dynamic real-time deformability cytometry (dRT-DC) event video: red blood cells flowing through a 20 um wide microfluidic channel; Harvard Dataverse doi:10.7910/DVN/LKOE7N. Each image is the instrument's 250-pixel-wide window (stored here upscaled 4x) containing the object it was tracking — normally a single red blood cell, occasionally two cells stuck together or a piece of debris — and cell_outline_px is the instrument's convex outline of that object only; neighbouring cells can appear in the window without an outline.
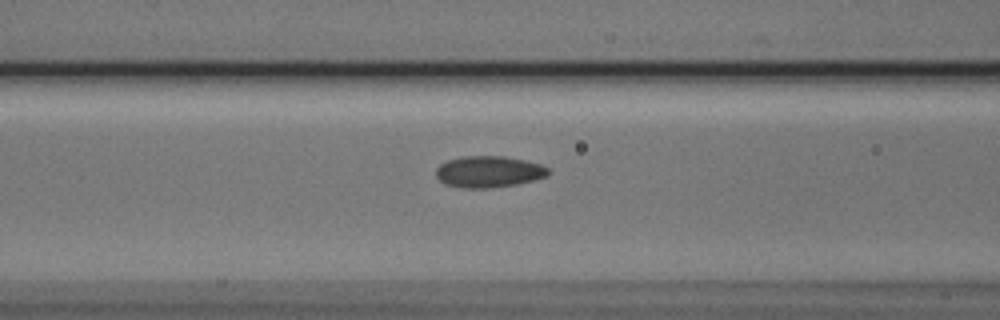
{"species": "Egyptian fruit bat (a non-hibernating species)", "species_latin": "Rousettus aegyptiacus", "temperature_condition": "cold", "stored_images_in_passage": 29, "camera_frame_rate_fps": 3000, "um_per_image_px": 0.085, "animal": {"sex": "male"}, "frame": {"image": 1, "passage_image": 7, "time_ms": 2.0, "image_size_px": [1000, 320], "cell_outline_px": [[548, 176], [516, 184], [492, 188], [460, 188], [444, 184], [436, 176], [436, 168], [440, 164], [448, 160], [464, 156], [504, 156], [524, 160], [540, 164], [548, 168]], "centroid_in_image_um": [41.51, 14.6], "position_along_channel_um": 125.1, "area_um2": 20.58}}
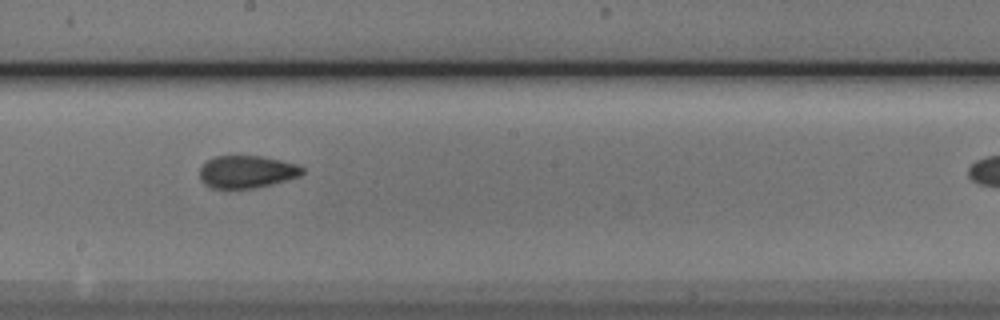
{"frame": {"image": 2, "passage_image": 15, "time_ms": 4.667, "image_size_px": [1000, 320], "cell_outline_px": [[304, 172], [300, 176], [272, 184], [252, 188], [212, 188], [204, 184], [200, 180], [200, 168], [208, 160], [216, 156], [260, 156], [300, 164], [304, 168]], "centroid_in_image_um": [21.0, 14.6], "position_along_channel_um": 227.2, "area_um2": 19.42}}
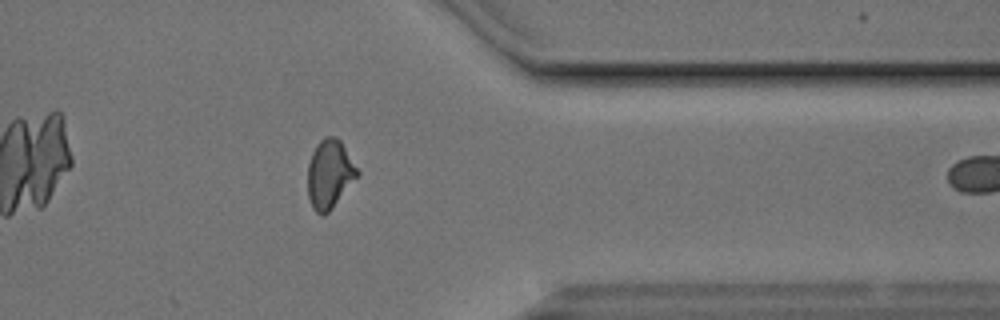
{"frame": {"image": 3, "passage_image": 28, "time_ms": 9.0, "image_size_px": [1000, 320], "cell_outline_px": [[360, 172], [328, 212], [324, 216], [320, 216], [312, 208], [308, 196], [308, 164], [312, 152], [316, 144], [324, 136], [336, 136], [340, 140]], "centroid_in_image_um": [27.98, 14.78], "position_along_channel_um": 383.4, "area_um2": 19.65}}